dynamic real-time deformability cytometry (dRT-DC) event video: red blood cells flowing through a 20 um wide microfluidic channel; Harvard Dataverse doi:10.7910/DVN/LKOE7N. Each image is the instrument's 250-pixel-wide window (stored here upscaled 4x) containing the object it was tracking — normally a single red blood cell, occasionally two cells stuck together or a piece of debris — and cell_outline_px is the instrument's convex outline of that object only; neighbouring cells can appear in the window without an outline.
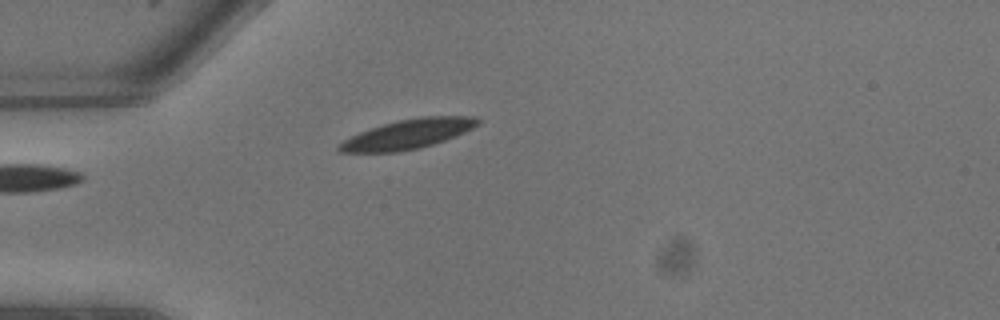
{"species": "common noctule bat (a hibernating species)", "species_latin": "Nyctalus noctula", "temperature_condition": "warm", "stored_images_in_passage": 6, "camera_frame_rate_fps": 3000, "um_per_image_px": 0.085, "animal": {"sex": "male", "body_mass_g": 13.3}, "frame": {"image": 1, "passage_image": 6, "time_ms": 1.667, "image_size_px": [1000, 320], "cell_outline_px": [[480, 124], [456, 136], [420, 148], [400, 152], [340, 152], [336, 148], [336, 144], [360, 132], [384, 124], [400, 120], [420, 116], [476, 116], [480, 120]], "centroid_in_image_um": [34.68, 11.4], "position_along_channel_um": 50.3, "area_um2": 23.76}}